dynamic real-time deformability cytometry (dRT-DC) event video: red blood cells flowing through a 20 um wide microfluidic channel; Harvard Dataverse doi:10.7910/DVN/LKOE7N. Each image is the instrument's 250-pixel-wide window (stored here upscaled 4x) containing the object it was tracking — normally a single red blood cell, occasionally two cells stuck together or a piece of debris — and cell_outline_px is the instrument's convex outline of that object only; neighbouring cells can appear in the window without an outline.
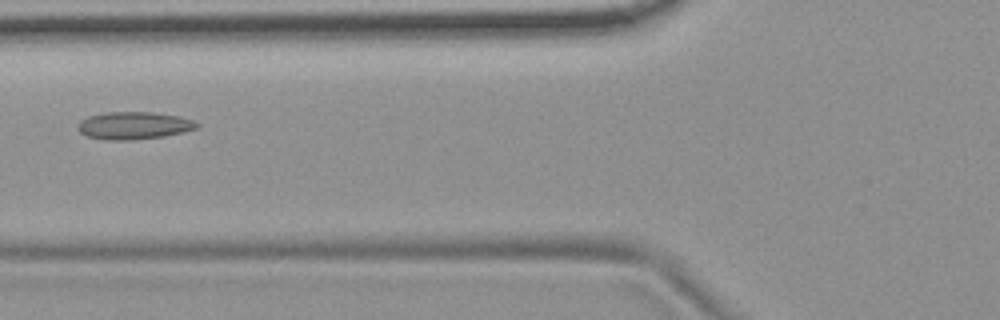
{"species": "common noctule bat (a hibernating species)", "species_latin": "Nyctalus noctula", "temperature_condition": "room temperature", "stored_images_in_passage": 7, "camera_frame_rate_fps": 3000, "um_per_image_px": 0.085, "animal": {"sex": "female", "body_mass_g": 19.9}, "frame": {"image": 1, "passage_image": 4, "time_ms": 1.0, "image_size_px": [1000, 320], "cell_outline_px": [[200, 124], [196, 128], [184, 132], [164, 136], [132, 140], [104, 140], [84, 136], [76, 128], [76, 124], [80, 120], [88, 116], [108, 112], [152, 112], [180, 116], [192, 120]], "centroid_in_image_um": [11.33, 10.67], "position_along_channel_um": 114.5, "area_um2": 19.31}}
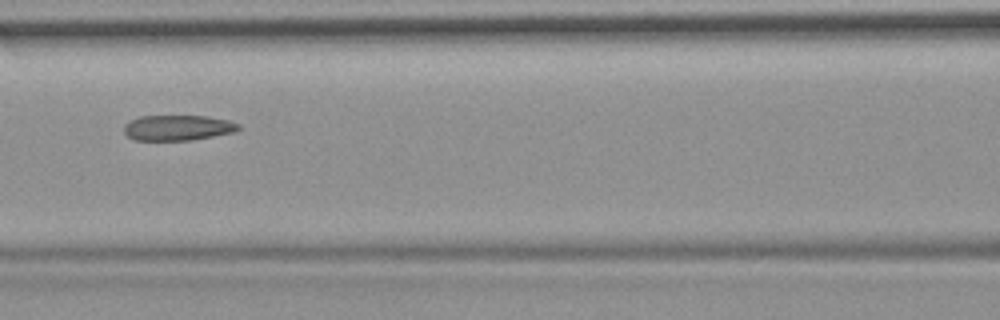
{"frame": {"image": 2, "passage_image": 5, "time_ms": 1.333, "image_size_px": [1000, 320], "cell_outline_px": [[240, 128], [232, 132], [212, 136], [188, 140], [136, 140], [128, 136], [124, 132], [124, 124], [140, 116], [208, 116], [228, 120], [240, 124]], "centroid_in_image_um": [15.1, 10.85], "position_along_channel_um": 151.5, "area_um2": 16.76}}